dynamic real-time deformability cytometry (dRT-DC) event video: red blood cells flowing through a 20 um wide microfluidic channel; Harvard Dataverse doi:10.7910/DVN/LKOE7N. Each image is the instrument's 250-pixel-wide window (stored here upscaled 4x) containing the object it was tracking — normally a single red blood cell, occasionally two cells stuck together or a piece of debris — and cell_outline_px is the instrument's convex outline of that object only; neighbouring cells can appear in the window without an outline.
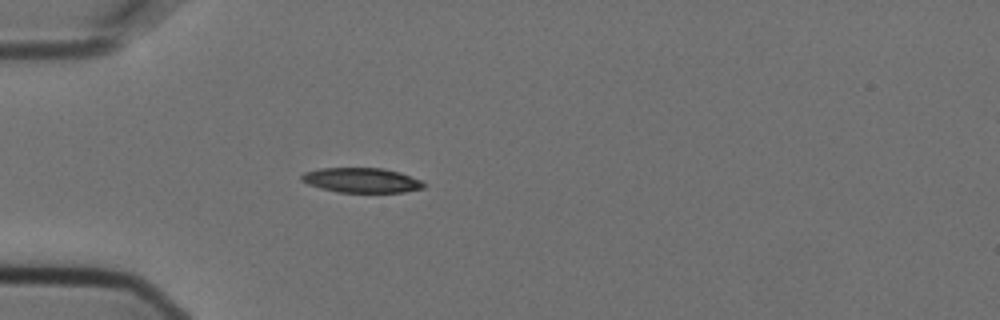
{"species": "Egyptian fruit bat (a non-hibernating species)", "species_latin": "Rousettus aegyptiacus", "temperature_condition": "cold", "stored_images_in_passage": 4, "camera_frame_rate_fps": 3000, "um_per_image_px": 0.085, "animal": {"sex": "female"}, "frame": {"image": 1, "passage_image": 4, "time_ms": 1.0, "image_size_px": [1000, 320], "cell_outline_px": [[424, 188], [404, 192], [336, 192], [320, 188], [308, 184], [300, 180], [300, 176], [304, 172], [320, 168], [384, 168], [400, 172], [420, 180], [424, 184]], "centroid_in_image_um": [30.7, 15.32], "position_along_channel_um": 54.3, "area_um2": 17.69}}